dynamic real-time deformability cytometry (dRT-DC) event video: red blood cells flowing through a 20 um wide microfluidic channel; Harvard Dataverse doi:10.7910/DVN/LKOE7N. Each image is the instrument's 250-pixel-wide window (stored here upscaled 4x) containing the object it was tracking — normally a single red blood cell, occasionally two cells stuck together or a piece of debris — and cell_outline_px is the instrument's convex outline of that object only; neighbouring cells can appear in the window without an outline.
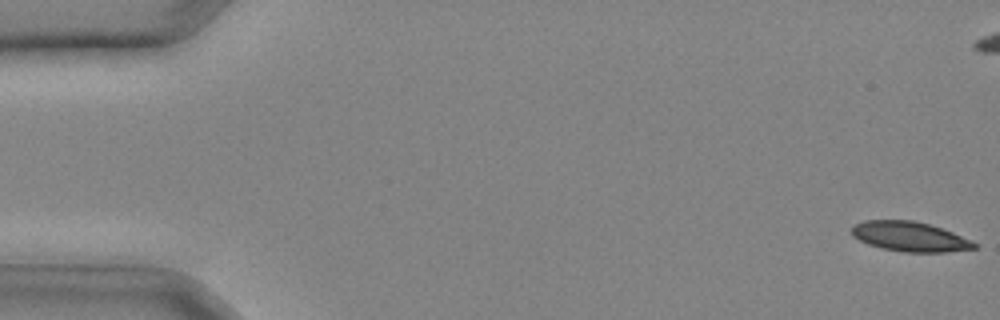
{"species": "common noctule bat (a hibernating species)", "species_latin": "Nyctalus noctula", "temperature_condition": "cold", "stored_images_in_passage": 30, "camera_frame_rate_fps": 3000, "um_per_image_px": 0.085, "animal": {"sex": "male", "body_mass_g": 20.4}, "frame": {"image": 1, "passage_image": 1, "time_ms": 0.0, "image_size_px": [1000, 320], "cell_outline_px": [[976, 248], [944, 252], [904, 252], [880, 248], [868, 244], [852, 236], [852, 224], [864, 220], [912, 220], [928, 224], [952, 232], [972, 240], [976, 244]], "centroid_in_image_um": [77.29, 20.11], "position_along_channel_um": 7.7, "area_um2": 21.21}}
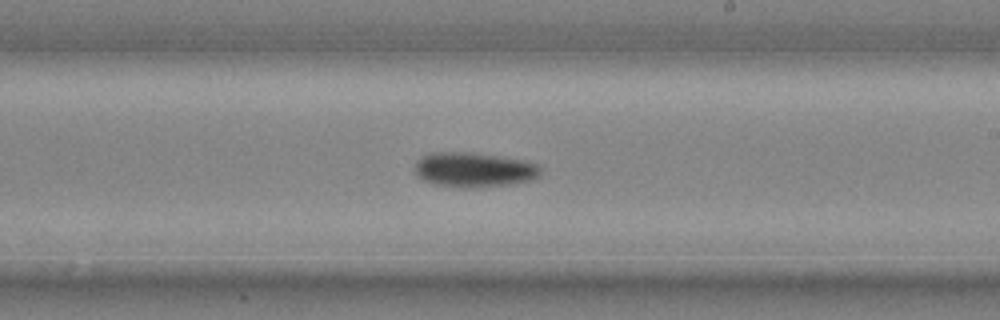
{"frame": {"image": 2, "passage_image": 20, "time_ms": 6.333, "image_size_px": [1000, 320], "cell_outline_px": [[540, 176], [532, 180], [508, 184], [476, 188], [464, 188], [432, 184], [416, 176], [416, 160], [420, 156], [432, 152], [472, 152], [520, 160], [540, 164]], "centroid_in_image_um": [40.26, 14.43], "position_along_channel_um": 248.7, "area_um2": 25.61}}
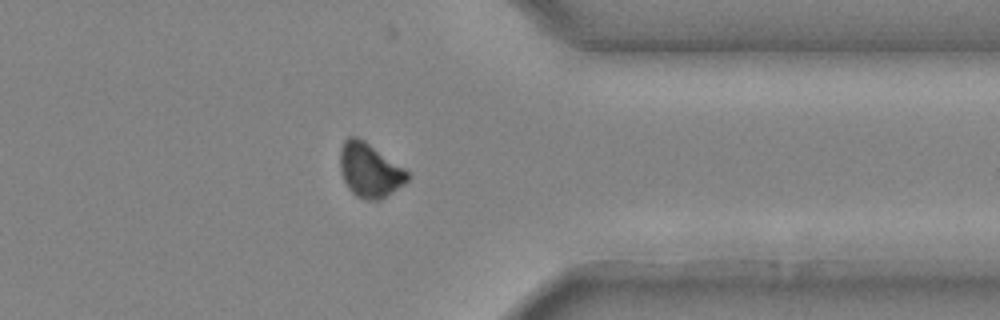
{"frame": {"image": 3, "passage_image": 27, "time_ms": 8.667, "image_size_px": [1000, 320], "cell_outline_px": [[412, 176], [404, 184], [380, 200], [368, 200], [356, 196], [348, 188], [340, 172], [340, 148], [344, 140], [348, 136], [356, 136], [364, 140], [404, 168]], "centroid_in_image_um": [31.41, 14.46], "position_along_channel_um": 380.0, "area_um2": 21.27}}